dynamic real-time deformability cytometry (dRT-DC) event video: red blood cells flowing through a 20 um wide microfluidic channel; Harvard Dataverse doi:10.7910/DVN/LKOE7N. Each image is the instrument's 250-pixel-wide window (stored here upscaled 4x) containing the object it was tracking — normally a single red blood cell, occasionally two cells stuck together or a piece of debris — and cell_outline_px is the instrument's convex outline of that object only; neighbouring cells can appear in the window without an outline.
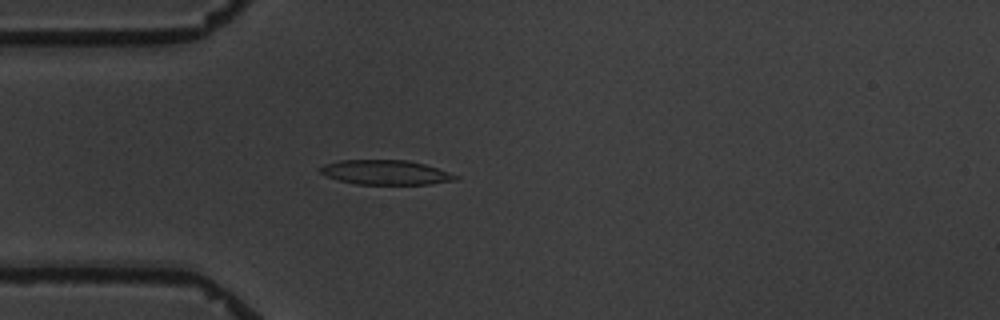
{"species": "common noctule bat (a hibernating species)", "species_latin": "Nyctalus noctula", "temperature_condition": "warm", "stored_images_in_passage": 5, "camera_frame_rate_fps": 3000, "um_per_image_px": 0.085, "animal": {"sex": "male", "body_mass_g": 19.5, "forearm_length_mm": 54.6}, "frame": {"image": 1, "passage_image": 5, "time_ms": 4.667, "image_size_px": [1000, 320], "cell_outline_px": [[460, 180], [428, 184], [356, 184], [340, 180], [328, 176], [320, 172], [320, 168], [324, 164], [340, 160], [408, 160], [424, 164], [460, 176]], "centroid_in_image_um": [32.82, 14.65], "position_along_channel_um": 52.2, "area_um2": 19.25}}